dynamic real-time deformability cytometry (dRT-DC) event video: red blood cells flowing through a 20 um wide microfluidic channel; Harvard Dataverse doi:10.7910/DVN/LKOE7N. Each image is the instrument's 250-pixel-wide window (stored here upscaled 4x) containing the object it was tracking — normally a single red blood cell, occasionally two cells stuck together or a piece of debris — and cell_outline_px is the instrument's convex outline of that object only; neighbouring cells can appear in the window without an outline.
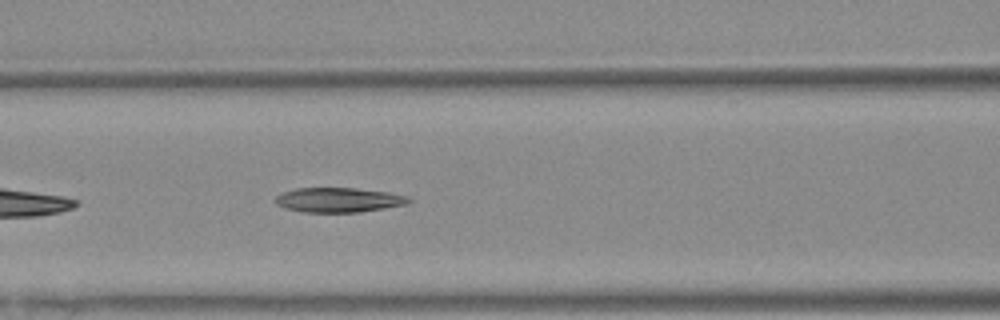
{"species": "Egyptian fruit bat (a non-hibernating species)", "species_latin": "Rousettus aegyptiacus", "temperature_condition": "warm", "stored_images_in_passage": 37, "camera_frame_rate_fps": 3000, "um_per_image_px": 0.085, "animal": {"sex": "female"}, "frame": {"image": 1, "passage_image": 8, "time_ms": 2.333, "image_size_px": [1000, 320], "cell_outline_px": [[412, 200], [408, 204], [360, 212], [304, 212], [288, 208], [276, 204], [276, 196], [284, 192], [296, 188], [356, 188], [388, 192], [408, 196]], "centroid_in_image_um": [28.83, 16.99], "position_along_channel_um": 137.8, "area_um2": 19.02}}
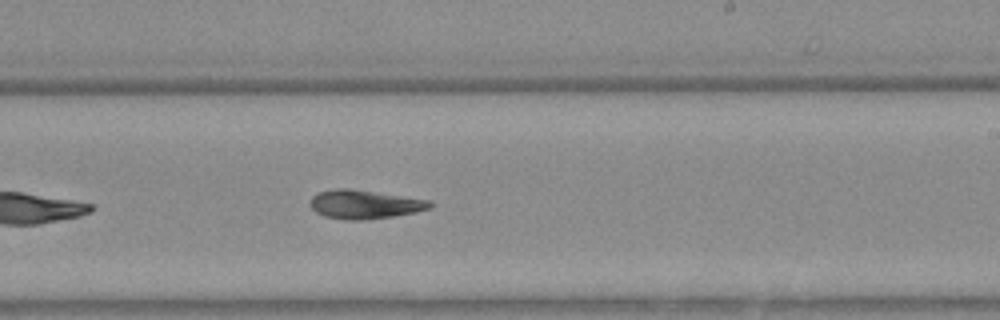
{"frame": {"image": 2, "passage_image": 17, "time_ms": 5.333, "image_size_px": [1000, 320], "cell_outline_px": [[432, 208], [416, 212], [392, 216], [364, 220], [344, 220], [324, 216], [316, 212], [308, 204], [312, 196], [320, 192], [332, 188], [348, 188], [432, 200]], "centroid_in_image_um": [30.98, 17.37], "position_along_channel_um": 258.0, "area_um2": 20.23}}
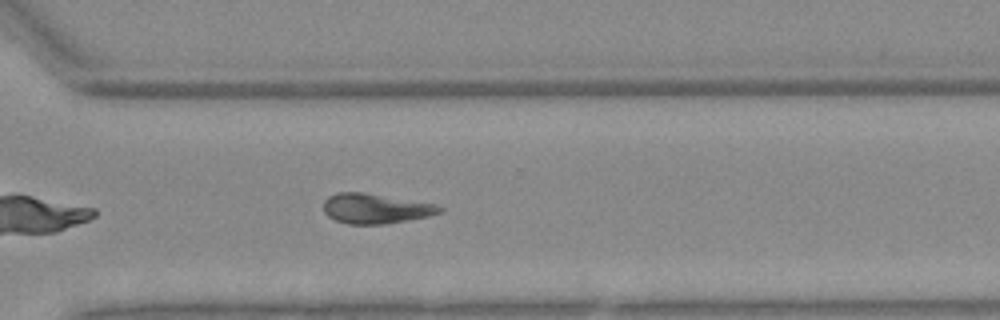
{"frame": {"image": 3, "passage_image": 23, "time_ms": 7.333, "image_size_px": [1000, 320], "cell_outline_px": [[444, 208], [440, 212], [428, 216], [384, 224], [348, 224], [336, 220], [328, 216], [324, 212], [324, 200], [328, 196], [340, 192], [364, 192], [440, 204]], "centroid_in_image_um": [31.94, 17.71], "position_along_channel_um": 338.7, "area_um2": 20.35}}